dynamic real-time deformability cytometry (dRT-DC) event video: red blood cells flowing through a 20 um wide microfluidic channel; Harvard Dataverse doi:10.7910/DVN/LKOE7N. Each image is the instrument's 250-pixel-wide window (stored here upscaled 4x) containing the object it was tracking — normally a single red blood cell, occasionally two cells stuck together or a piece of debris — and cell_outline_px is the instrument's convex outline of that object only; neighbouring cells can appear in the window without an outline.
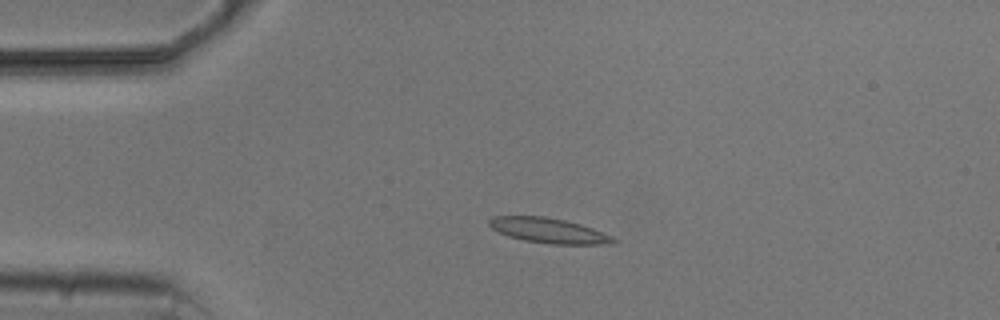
{"species": "common noctule bat (a hibernating species)", "species_latin": "Nyctalus noctula", "temperature_condition": "cold", "stored_images_in_passage": 4, "camera_frame_rate_fps": 3000, "um_per_image_px": 0.085, "animal": {"sex": "male", "body_mass_g": 20.5, "forearm_length_mm": 52.5}, "frame": {"image": 1, "passage_image": 2, "time_ms": 2.0, "image_size_px": [1000, 320], "cell_outline_px": [[620, 240], [616, 244], [552, 244], [524, 240], [508, 236], [492, 228], [488, 224], [488, 220], [492, 216], [544, 216], [564, 220], [580, 224], [592, 228], [612, 236]], "centroid_in_image_um": [46.67, 19.6], "position_along_channel_um": 38.3, "area_um2": 18.15}}
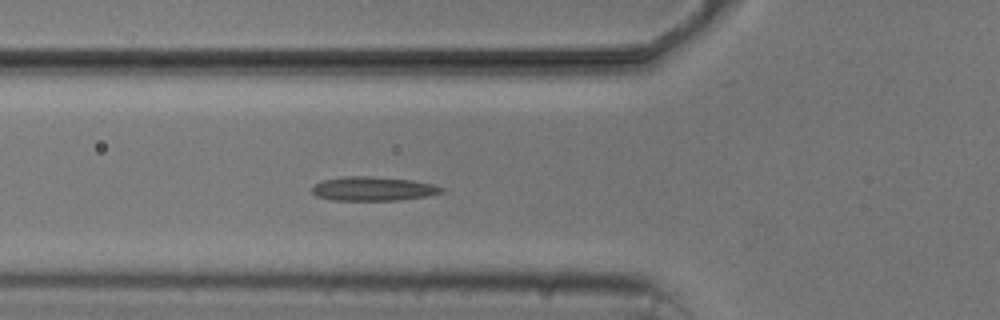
{"frame": {"image": 2, "passage_image": 4, "time_ms": 4.333, "image_size_px": [1000, 320], "cell_outline_px": [[444, 192], [428, 196], [400, 200], [332, 200], [316, 196], [312, 192], [312, 188], [316, 184], [324, 180], [348, 176], [368, 176], [412, 180], [432, 184], [444, 188]], "centroid_in_image_um": [31.74, 16.05], "position_along_channel_um": 94.1, "area_um2": 18.03}}